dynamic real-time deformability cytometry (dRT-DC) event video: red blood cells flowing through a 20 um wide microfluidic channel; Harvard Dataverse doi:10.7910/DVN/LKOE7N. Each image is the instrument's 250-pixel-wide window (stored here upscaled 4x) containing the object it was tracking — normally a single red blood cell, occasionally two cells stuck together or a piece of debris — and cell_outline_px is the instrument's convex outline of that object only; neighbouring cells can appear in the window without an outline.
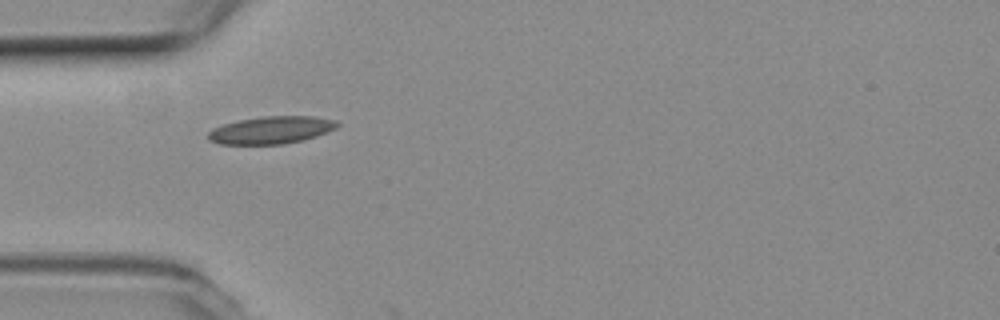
{"species": "common noctule bat (a hibernating species)", "species_latin": "Nyctalus noctula", "temperature_condition": "room temperature", "stored_images_in_passage": 2, "camera_frame_rate_fps": 3000, "um_per_image_px": 0.085, "animal": {"sex": "female", "body_mass_g": 19.3, "forearm_length_mm": 54.1}, "frame": {"image": 1, "passage_image": 1, "time_ms": 0.0, "image_size_px": [1000, 320], "cell_outline_px": [[340, 124], [336, 128], [328, 132], [304, 140], [284, 144], [220, 144], [208, 140], [208, 132], [212, 128], [224, 124], [240, 120], [264, 116], [312, 116], [336, 120]], "centroid_in_image_um": [23.07, 11.06], "position_along_channel_um": 61.9, "area_um2": 20.69}}